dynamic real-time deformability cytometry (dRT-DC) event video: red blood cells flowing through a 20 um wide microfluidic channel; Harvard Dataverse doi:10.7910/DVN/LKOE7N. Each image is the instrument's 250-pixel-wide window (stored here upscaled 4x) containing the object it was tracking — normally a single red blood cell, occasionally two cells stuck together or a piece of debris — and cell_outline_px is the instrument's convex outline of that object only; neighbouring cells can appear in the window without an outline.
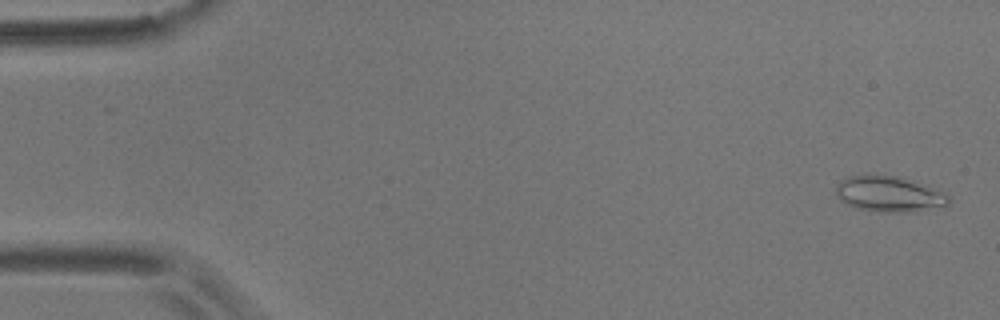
{"species": "common noctule bat (a hibernating species)", "species_latin": "Nyctalus noctula", "temperature_condition": "room temperature", "stored_images_in_passage": 56, "camera_frame_rate_fps": 3000, "um_per_image_px": 0.085, "animal": {"sex": "male", "body_mass_g": 17.9}, "frame": {"image": 1, "passage_image": 2, "time_ms": 0.333, "image_size_px": [1000, 320], "cell_outline_px": [[948, 204], [944, 208], [912, 212], [876, 212], [856, 208], [840, 200], [836, 196], [836, 184], [840, 180], [848, 176], [900, 176], [912, 180], [944, 192], [948, 196]], "centroid_in_image_um": [75.59, 16.52], "position_along_channel_um": 9.4, "area_um2": 23.58}}
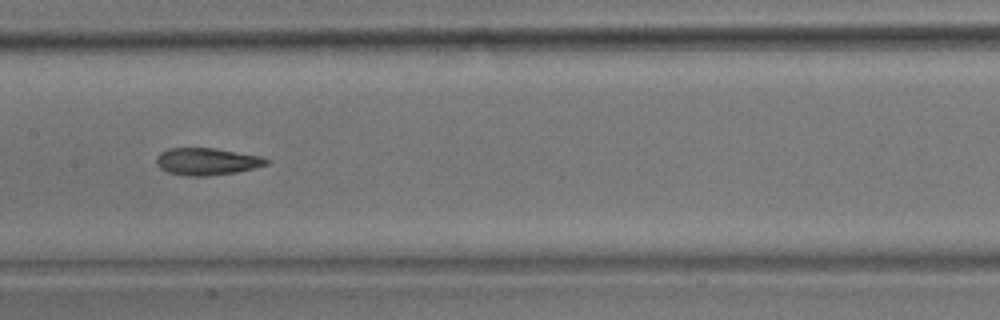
{"frame": {"image": 2, "passage_image": 28, "time_ms": 9.0, "image_size_px": [1000, 320], "cell_outline_px": [[268, 164], [236, 172], [204, 176], [184, 176], [168, 172], [160, 168], [156, 164], [156, 156], [160, 152], [168, 148], [216, 148], [260, 156], [268, 160]], "centroid_in_image_um": [17.52, 13.72], "position_along_channel_um": 189.9, "area_um2": 17.34}}
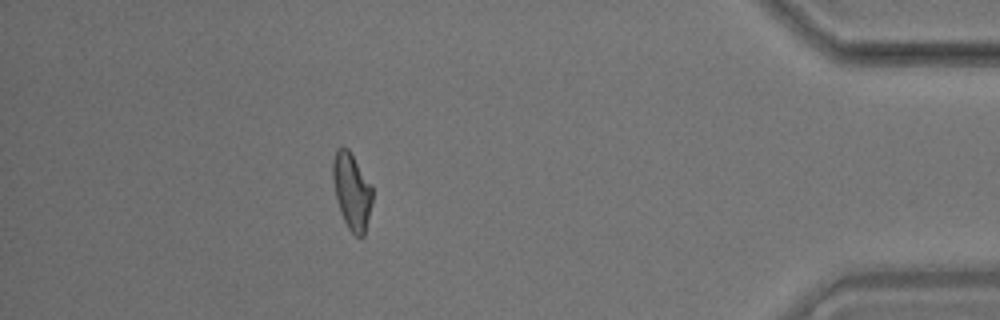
{"frame": {"image": 3, "passage_image": 50, "time_ms": 16.333, "image_size_px": [1000, 320], "cell_outline_px": [[372, 204], [364, 236], [356, 236], [348, 228], [340, 212], [336, 196], [332, 176], [332, 160], [336, 148], [348, 148], [372, 184]], "centroid_in_image_um": [29.91, 16.23], "position_along_channel_um": 405.3, "area_um2": 17.69}, "authors_computed_cell_mechanics": {"area_um2": 17.9758, "velocity_mm_per_s": 3.5781, "shape_relaxation_time_tau1_ms": 9.2937, "shape_relaxation_time_tau2_ms": 3.2354, "deformation_change_tau1": 0.2169, "deformation_change_tau2": 0.1066}}